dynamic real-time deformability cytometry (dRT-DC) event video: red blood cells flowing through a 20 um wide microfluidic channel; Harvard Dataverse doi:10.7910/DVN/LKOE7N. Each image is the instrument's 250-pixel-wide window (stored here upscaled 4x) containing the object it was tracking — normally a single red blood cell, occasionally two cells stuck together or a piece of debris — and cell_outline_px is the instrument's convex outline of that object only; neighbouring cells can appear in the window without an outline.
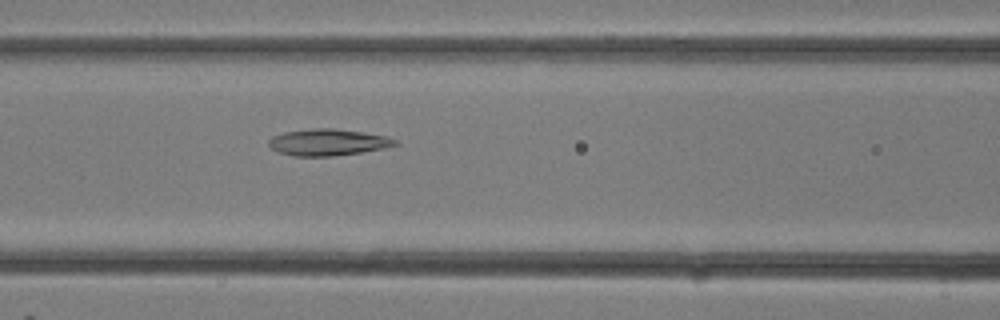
{"species": "common noctule bat (a hibernating species)", "species_latin": "Nyctalus noctula", "temperature_condition": "room temperature", "stored_images_in_passage": 13, "camera_frame_rate_fps": 3000, "um_per_image_px": 0.085, "animal": {"sex": "female"}, "frame": {"image": 1, "passage_image": 13, "time_ms": 4.0, "image_size_px": [1000, 320], "cell_outline_px": [[400, 144], [360, 152], [332, 156], [292, 156], [280, 152], [272, 148], [268, 144], [268, 140], [272, 136], [284, 132], [316, 128], [336, 128], [384, 136], [396, 140]], "centroid_in_image_um": [27.82, 12.09], "position_along_channel_um": 138.8, "area_um2": 19.25}}